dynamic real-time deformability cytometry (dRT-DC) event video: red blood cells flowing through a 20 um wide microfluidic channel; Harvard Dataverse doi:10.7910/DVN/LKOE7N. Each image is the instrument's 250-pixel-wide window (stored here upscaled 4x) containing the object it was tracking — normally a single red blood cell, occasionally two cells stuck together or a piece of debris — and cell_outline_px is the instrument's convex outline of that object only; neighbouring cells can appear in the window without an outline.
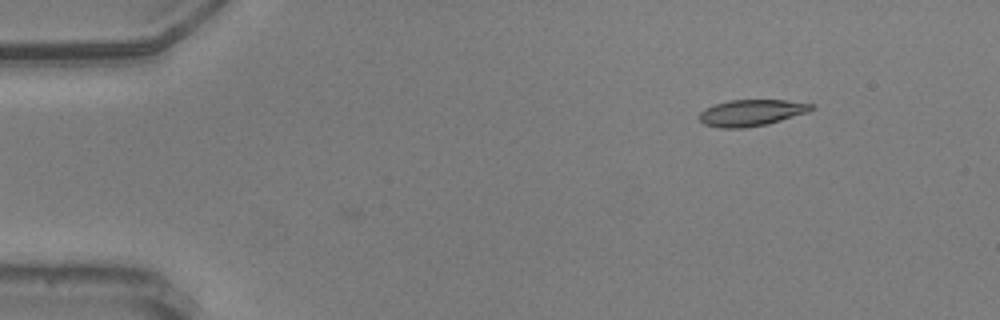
{"species": "common noctule bat (a hibernating species)", "species_latin": "Nyctalus noctula", "temperature_condition": "warm", "stored_images_in_passage": 4, "camera_frame_rate_fps": 3000, "um_per_image_px": 0.085, "animal": {"sex": "male", "body_mass_g": 20.5, "forearm_length_mm": 52.5}, "frame": {"image": 1, "passage_image": 1, "time_ms": 0.0, "image_size_px": [1000, 320], "cell_outline_px": [[816, 108], [808, 112], [780, 120], [764, 124], [740, 128], [720, 128], [704, 124], [700, 120], [700, 112], [716, 104], [728, 100], [784, 100], [812, 104]], "centroid_in_image_um": [63.88, 9.58], "position_along_channel_um": 21.1, "area_um2": 16.88}}